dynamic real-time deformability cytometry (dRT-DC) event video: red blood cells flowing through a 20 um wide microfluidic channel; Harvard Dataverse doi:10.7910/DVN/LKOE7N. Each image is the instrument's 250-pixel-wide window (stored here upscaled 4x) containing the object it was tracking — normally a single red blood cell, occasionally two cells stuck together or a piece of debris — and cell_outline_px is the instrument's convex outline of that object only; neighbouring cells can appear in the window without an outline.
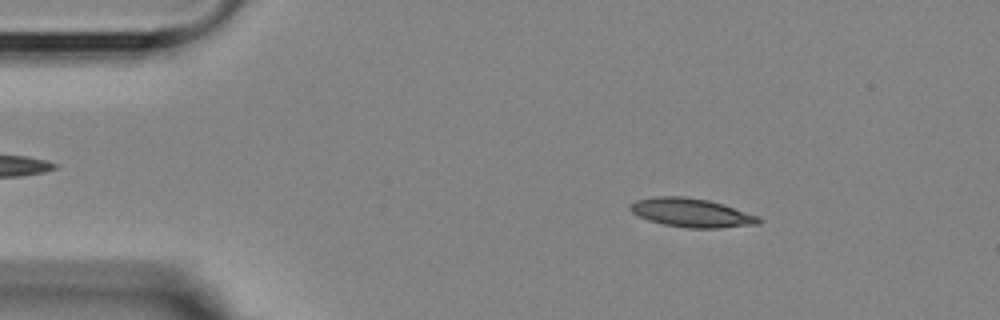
{"species": "Egyptian fruit bat (a non-hibernating species)", "species_latin": "Rousettus aegyptiacus", "temperature_condition": "room temperature", "stored_images_in_passage": 55, "camera_frame_rate_fps": 3000, "um_per_image_px": 0.085, "animal": {"sex": "female"}, "frame": {"image": 1, "passage_image": 8, "time_ms": 2.333, "image_size_px": [1000, 320], "cell_outline_px": [[760, 224], [720, 228], [688, 228], [664, 224], [648, 220], [632, 212], [628, 208], [628, 204], [636, 200], [656, 196], [684, 196], [708, 200], [756, 216], [760, 220]], "centroid_in_image_um": [58.7, 18.08], "position_along_channel_um": 26.3, "area_um2": 21.21}}
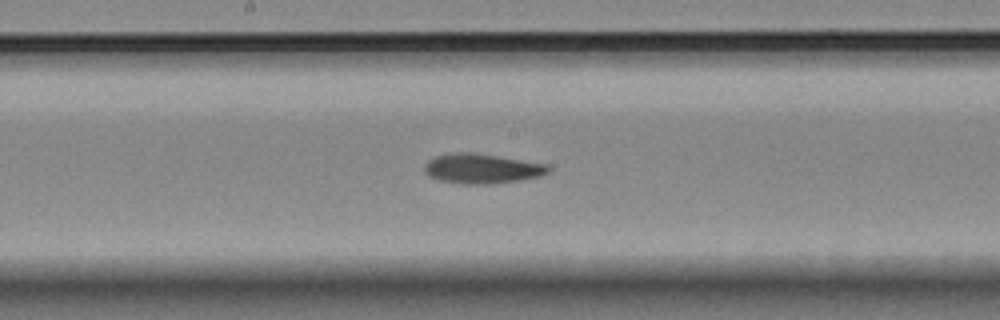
{"frame": {"image": 2, "passage_image": 28, "time_ms": 9.0, "image_size_px": [1000, 320], "cell_outline_px": [[552, 168], [548, 172], [540, 176], [496, 184], [468, 184], [440, 180], [428, 176], [424, 172], [424, 164], [428, 160], [436, 156], [452, 152], [472, 152], [548, 164]], "centroid_in_image_um": [40.95, 14.33], "position_along_channel_um": 207.2, "area_um2": 21.56}}
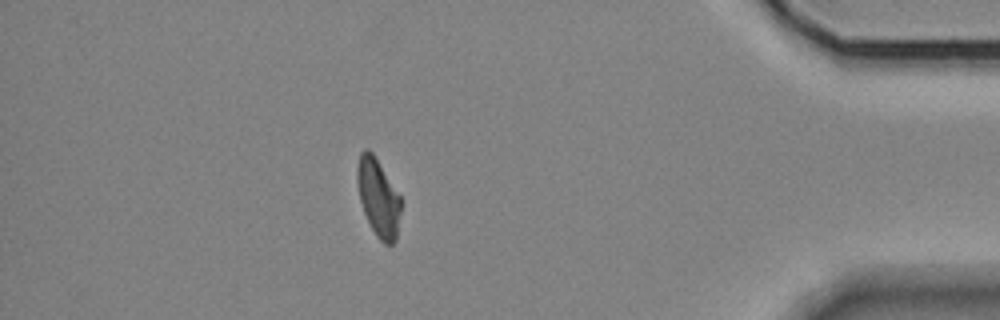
{"frame": {"image": 3, "passage_image": 48, "time_ms": 15.667, "image_size_px": [1000, 320], "cell_outline_px": [[400, 212], [396, 240], [392, 244], [384, 244], [376, 236], [364, 212], [360, 200], [356, 180], [356, 168], [360, 152], [364, 148], [368, 148], [372, 152], [400, 196]], "centroid_in_image_um": [32.13, 16.78], "position_along_channel_um": 403.1, "area_um2": 19.59}, "authors_computed_cell_mechanics": {"area_um2": 20.6924, "velocity_mm_per_s": 3.5892, "shape_relaxation_time_tau1_ms": null, "shape_relaxation_time_tau2_ms": 5.3583, "deformation_change_tau1": null, "deformation_change_tau2": 0.1285}}